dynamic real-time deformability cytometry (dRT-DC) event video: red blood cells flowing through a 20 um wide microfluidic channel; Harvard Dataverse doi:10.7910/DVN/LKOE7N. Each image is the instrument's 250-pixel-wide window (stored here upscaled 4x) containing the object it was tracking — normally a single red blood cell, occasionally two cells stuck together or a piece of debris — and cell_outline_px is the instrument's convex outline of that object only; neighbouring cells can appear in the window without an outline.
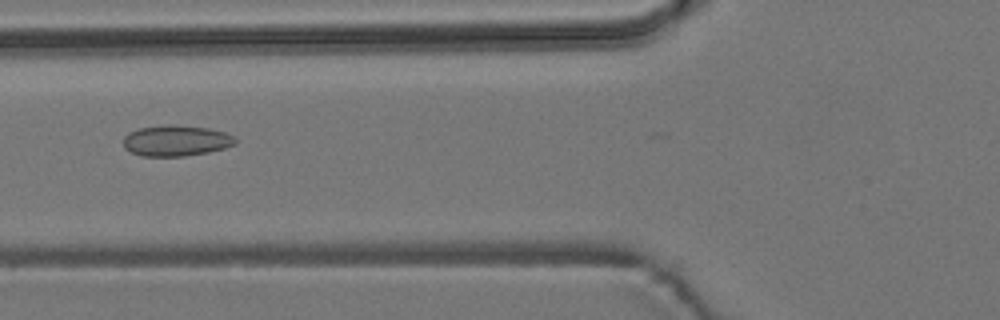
{"species": "common noctule bat (a hibernating species)", "species_latin": "Nyctalus noctula", "temperature_condition": "room temperature", "stored_images_in_passage": 9, "camera_frame_rate_fps": 3000, "um_per_image_px": 0.085, "animal": {"sex": "male", "body_mass_g": 19.2, "forearm_length_mm": 51.8}, "frame": {"image": 1, "passage_image": 6, "time_ms": 5.667, "image_size_px": [1000, 320], "cell_outline_px": [[236, 144], [224, 148], [208, 152], [184, 156], [140, 156], [124, 148], [124, 136], [128, 132], [140, 128], [168, 124], [172, 124], [208, 128], [224, 132], [232, 136], [236, 140]], "centroid_in_image_um": [14.94, 11.95], "position_along_channel_um": 110.9, "area_um2": 20.11}}
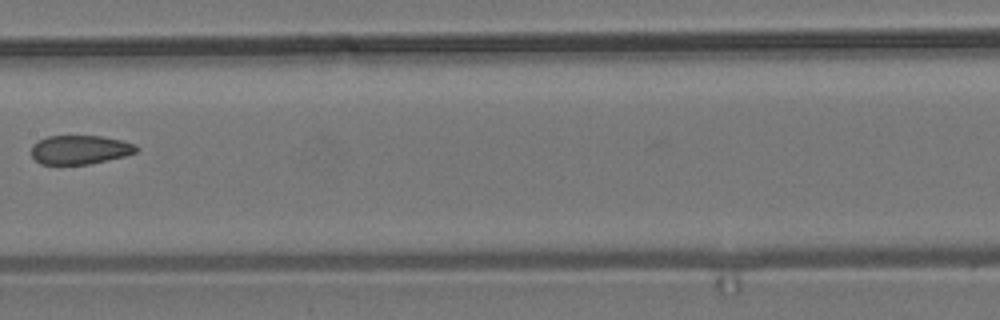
{"frame": {"image": 2, "passage_image": 8, "time_ms": 8.0, "image_size_px": [1000, 320], "cell_outline_px": [[140, 148], [136, 152], [124, 156], [88, 164], [40, 164], [32, 156], [32, 144], [48, 136], [100, 136], [120, 140], [136, 144]], "centroid_in_image_um": [6.8, 12.72], "position_along_channel_um": 200.6, "area_um2": 17.57}}
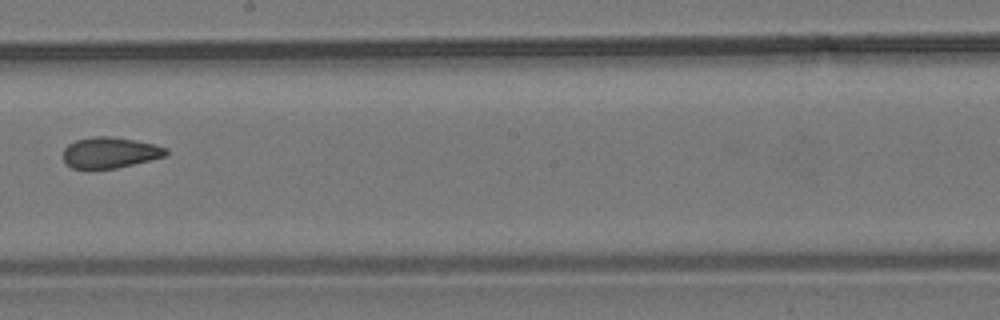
{"frame": {"image": 3, "passage_image": 9, "time_ms": 9.0, "image_size_px": [1000, 320], "cell_outline_px": [[168, 152], [164, 156], [116, 168], [72, 168], [64, 160], [64, 148], [68, 144], [76, 140], [96, 136], [108, 136], [136, 140], [156, 144], [168, 148]], "centroid_in_image_um": [9.36, 12.95], "position_along_channel_um": 238.8, "area_um2": 18.26}}